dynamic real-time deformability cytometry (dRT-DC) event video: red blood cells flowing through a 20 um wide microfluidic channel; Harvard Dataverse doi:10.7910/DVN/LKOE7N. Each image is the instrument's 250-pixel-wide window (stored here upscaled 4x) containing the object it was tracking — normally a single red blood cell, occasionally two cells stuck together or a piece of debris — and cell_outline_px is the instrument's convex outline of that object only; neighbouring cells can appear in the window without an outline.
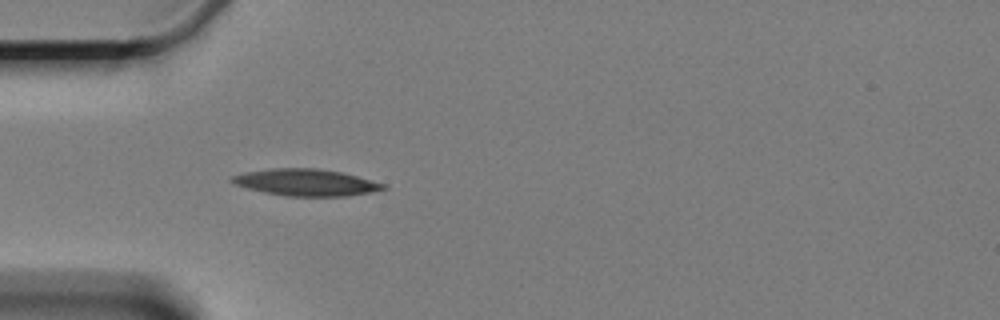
{"species": "Egyptian fruit bat (a non-hibernating species)", "species_latin": "Rousettus aegyptiacus", "temperature_condition": "cold", "stored_images_in_passage": 4, "camera_frame_rate_fps": 3000, "um_per_image_px": 0.085, "animal": {"sex": "female"}, "frame": {"image": 1, "passage_image": 4, "time_ms": 4.333, "image_size_px": [1000, 320], "cell_outline_px": [[388, 188], [348, 196], [288, 196], [264, 192], [232, 184], [228, 180], [232, 176], [248, 172], [272, 168], [316, 168], [340, 172], [356, 176], [384, 184]], "centroid_in_image_um": [25.96, 15.51], "position_along_channel_um": 59.0, "area_um2": 23.29}}